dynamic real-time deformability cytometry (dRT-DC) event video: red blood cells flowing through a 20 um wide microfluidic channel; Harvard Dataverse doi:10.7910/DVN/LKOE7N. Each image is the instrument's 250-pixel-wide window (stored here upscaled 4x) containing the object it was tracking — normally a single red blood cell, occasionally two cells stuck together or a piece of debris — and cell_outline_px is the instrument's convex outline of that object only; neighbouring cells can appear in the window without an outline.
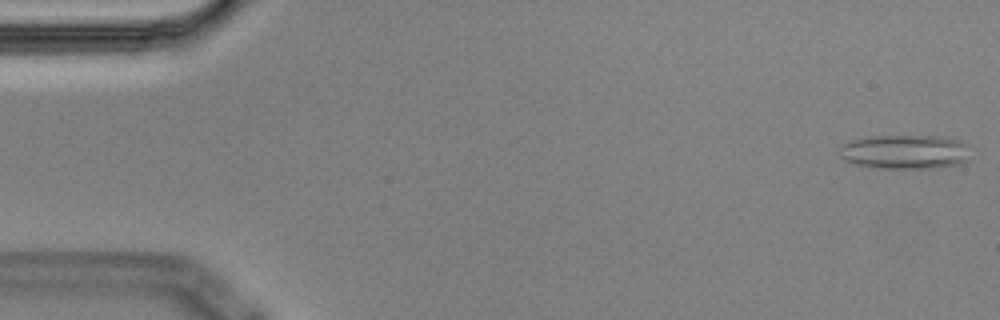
{"species": "Egyptian fruit bat (a non-hibernating species)", "species_latin": "Rousettus aegyptiacus", "temperature_condition": "cold", "stored_images_in_passage": 4, "camera_frame_rate_fps": 3000, "um_per_image_px": 0.085, "animal": {"sex": "male"}, "frame": {"image": 1, "passage_image": 1, "time_ms": 0.0, "image_size_px": [1000, 320], "cell_outline_px": [[968, 160], [960, 164], [936, 168], [876, 168], [856, 164], [844, 160], [836, 152], [844, 144], [852, 140], [876, 136], [932, 136], [960, 140], [968, 144]], "centroid_in_image_um": [76.92, 12.92], "position_along_channel_um": 8.1, "area_um2": 26.18}}